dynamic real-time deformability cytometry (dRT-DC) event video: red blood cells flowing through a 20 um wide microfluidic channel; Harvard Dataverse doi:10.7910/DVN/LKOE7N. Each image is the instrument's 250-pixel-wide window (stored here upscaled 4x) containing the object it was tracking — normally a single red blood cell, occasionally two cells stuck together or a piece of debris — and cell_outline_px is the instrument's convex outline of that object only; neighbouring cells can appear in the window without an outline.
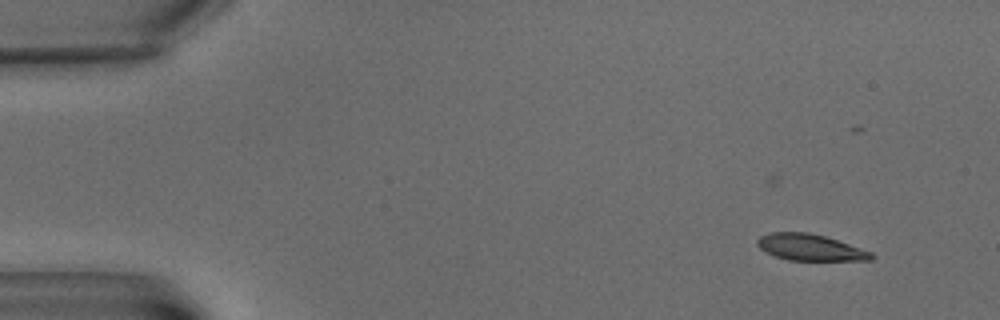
{"species": "common noctule bat (a hibernating species)", "species_latin": "Nyctalus noctula", "temperature_condition": "warm", "stored_images_in_passage": 9, "camera_frame_rate_fps": 3000, "um_per_image_px": 0.085, "animal": {"sex": "male", "body_mass_g": 15.6}, "frame": {"image": 1, "passage_image": 2, "time_ms": 2.333, "image_size_px": [1000, 320], "cell_outline_px": [[876, 256], [872, 260], [788, 260], [764, 252], [756, 244], [756, 240], [760, 236], [768, 232], [808, 232], [824, 236], [872, 252]], "centroid_in_image_um": [68.82, 21.03], "position_along_channel_um": 16.2, "area_um2": 17.51}}
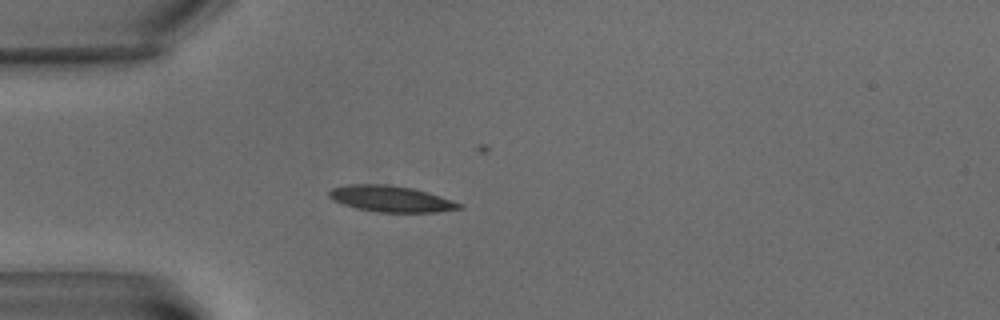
{"frame": {"image": 2, "passage_image": 6, "time_ms": 7.0, "image_size_px": [1000, 320], "cell_outline_px": [[464, 208], [436, 212], [376, 212], [356, 208], [332, 200], [328, 196], [328, 192], [332, 188], [348, 184], [388, 184], [412, 188], [440, 196], [464, 204]], "centroid_in_image_um": [33.23, 16.9], "position_along_channel_um": 51.8, "area_um2": 19.88}}
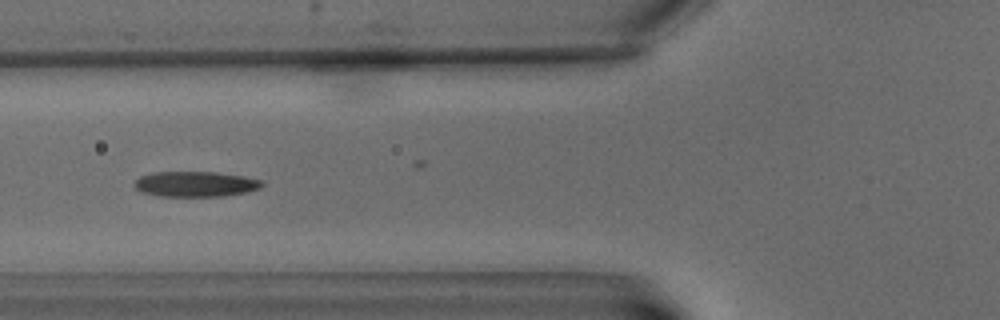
{"frame": {"image": 3, "passage_image": 8, "time_ms": 9.333, "image_size_px": [1000, 320], "cell_outline_px": [[264, 184], [260, 188], [248, 192], [224, 196], [160, 196], [144, 192], [136, 188], [132, 184], [140, 176], [152, 172], [216, 172], [244, 176], [260, 180]], "centroid_in_image_um": [16.62, 15.64], "position_along_channel_um": 109.2, "area_um2": 18.84}}